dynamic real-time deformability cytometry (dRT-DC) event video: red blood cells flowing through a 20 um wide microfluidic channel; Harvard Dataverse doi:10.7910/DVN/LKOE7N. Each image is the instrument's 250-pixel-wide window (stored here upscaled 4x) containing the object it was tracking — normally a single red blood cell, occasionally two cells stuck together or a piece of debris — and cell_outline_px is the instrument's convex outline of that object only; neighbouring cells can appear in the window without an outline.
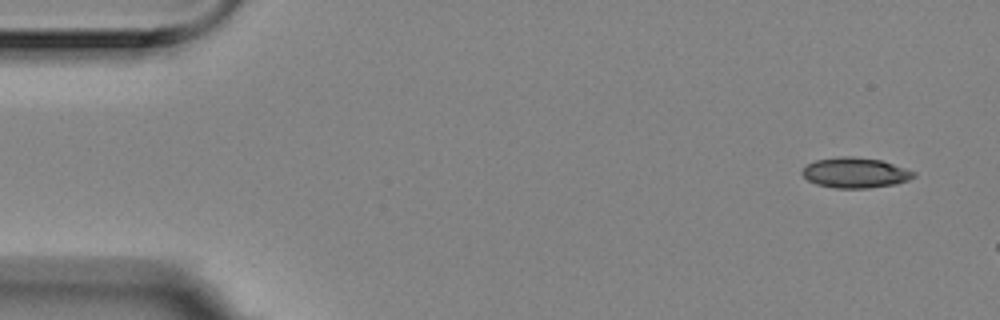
{"species": "Egyptian fruit bat (a non-hibernating species)", "species_latin": "Rousettus aegyptiacus", "temperature_condition": "room temperature", "stored_images_in_passage": 3, "camera_frame_rate_fps": 3000, "um_per_image_px": 0.085, "animal": {"sex": "female"}, "frame": {"image": 1, "passage_image": 1, "time_ms": 0.0, "image_size_px": [1000, 320], "cell_outline_px": [[916, 176], [908, 180], [896, 184], [868, 188], [836, 188], [816, 184], [808, 180], [800, 172], [808, 164], [816, 160], [840, 156], [852, 156], [884, 160], [916, 172]], "centroid_in_image_um": [72.72, 14.67], "position_along_channel_um": 12.3, "area_um2": 19.83}}